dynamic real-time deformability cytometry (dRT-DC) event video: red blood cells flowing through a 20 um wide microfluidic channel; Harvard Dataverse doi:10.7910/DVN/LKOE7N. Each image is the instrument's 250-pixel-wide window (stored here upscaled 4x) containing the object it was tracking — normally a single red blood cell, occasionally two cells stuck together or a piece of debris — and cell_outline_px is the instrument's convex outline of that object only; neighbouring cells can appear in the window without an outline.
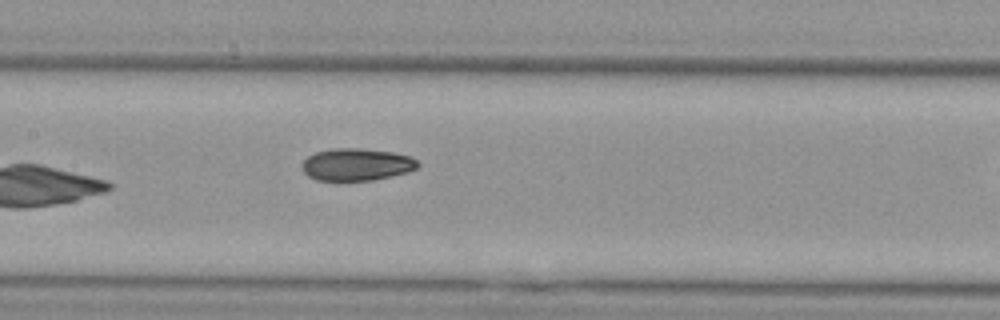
{"species": "Egyptian fruit bat (a non-hibernating species)", "species_latin": "Rousettus aegyptiacus", "temperature_condition": "cold", "stored_images_in_passage": 7, "segment_of_instrument_passage": [1, 2], "camera_frame_rate_fps": 3000, "um_per_image_px": 0.085, "animal": {"sex": "female"}, "frame": {"image": 1, "passage_image": 6, "time_ms": 7.0, "image_size_px": [1000, 320], "cell_outline_px": [[420, 164], [416, 168], [408, 172], [372, 180], [316, 180], [308, 176], [304, 172], [304, 160], [308, 156], [316, 152], [332, 148], [360, 148], [392, 152], [412, 156]], "centroid_in_image_um": [30.33, 13.97], "position_along_channel_um": 177.1, "area_um2": 21.62}}